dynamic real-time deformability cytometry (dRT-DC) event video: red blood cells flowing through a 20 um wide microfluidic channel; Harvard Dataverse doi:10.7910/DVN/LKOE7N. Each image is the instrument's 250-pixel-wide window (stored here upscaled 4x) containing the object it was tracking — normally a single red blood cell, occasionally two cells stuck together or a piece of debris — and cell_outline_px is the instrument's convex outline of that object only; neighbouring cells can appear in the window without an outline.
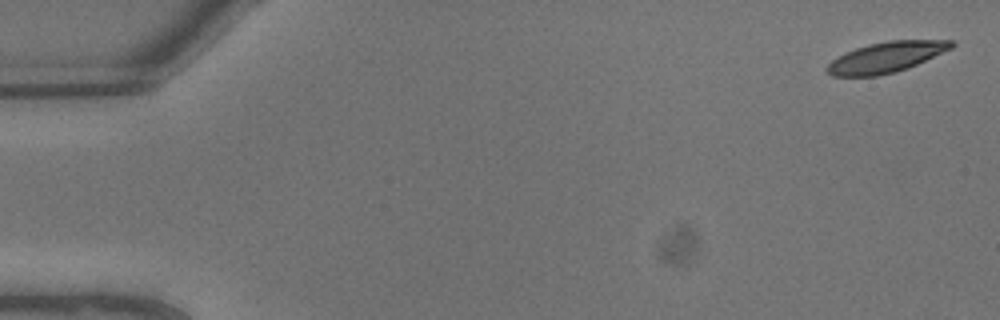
{"species": "common noctule bat (a hibernating species)", "species_latin": "Nyctalus noctula", "temperature_condition": "warm", "stored_images_in_passage": 7, "camera_frame_rate_fps": 3000, "um_per_image_px": 0.085, "animal": {"sex": "male", "body_mass_g": 13.3}, "frame": {"image": 1, "passage_image": 1, "time_ms": 0.0, "image_size_px": [1000, 320], "cell_outline_px": [[956, 44], [952, 48], [908, 68], [876, 76], [832, 76], [824, 68], [832, 60], [856, 48], [868, 44], [888, 40], [952, 40]], "centroid_in_image_um": [75.33, 4.86], "position_along_channel_um": 9.7, "area_um2": 21.91}}
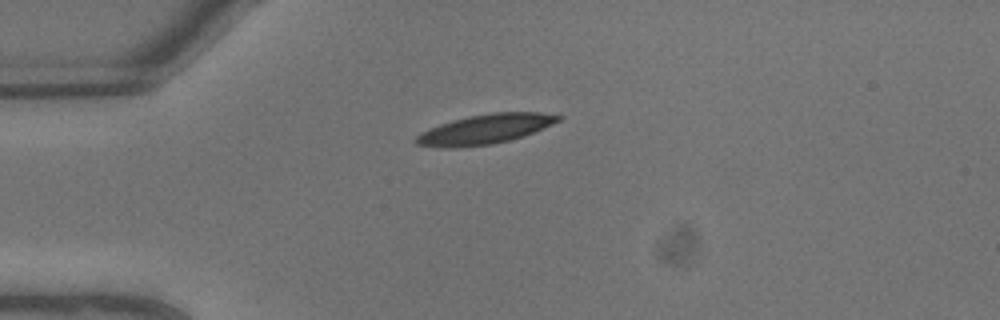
{"frame": {"image": 2, "passage_image": 6, "time_ms": 1.667, "image_size_px": [1000, 320], "cell_outline_px": [[564, 116], [560, 120], [552, 124], [524, 136], [492, 144], [452, 148], [440, 148], [416, 144], [412, 140], [420, 132], [440, 124], [452, 120], [468, 116], [492, 112], [540, 112]], "centroid_in_image_um": [41.2, 10.98], "position_along_channel_um": 43.8, "area_um2": 24.62}}